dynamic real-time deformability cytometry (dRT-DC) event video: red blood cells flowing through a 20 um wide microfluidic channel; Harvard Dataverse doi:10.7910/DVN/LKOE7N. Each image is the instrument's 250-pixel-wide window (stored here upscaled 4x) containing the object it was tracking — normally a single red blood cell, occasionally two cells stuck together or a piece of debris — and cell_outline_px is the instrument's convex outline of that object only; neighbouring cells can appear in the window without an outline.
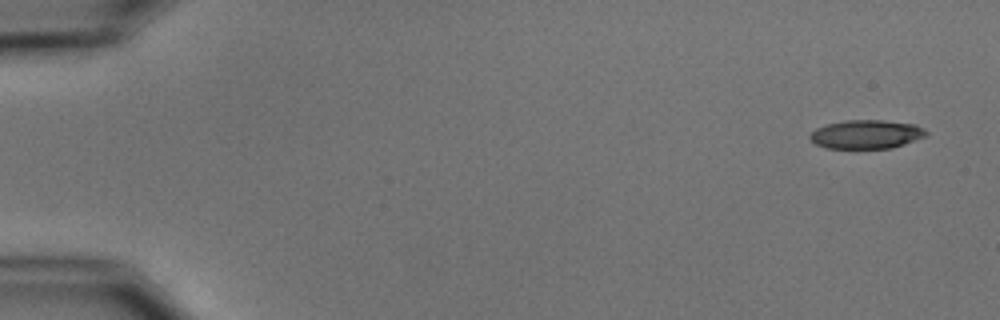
{"species": "common noctule bat (a hibernating species)", "species_latin": "Nyctalus noctula", "temperature_condition": "cold", "stored_images_in_passage": 6, "camera_frame_rate_fps": 3000, "um_per_image_px": 0.085, "animal": {"sex": "male", "body_mass_g": 15.6}, "frame": {"image": 1, "passage_image": 1, "time_ms": 0.0, "image_size_px": [1000, 320], "cell_outline_px": [[928, 136], [892, 148], [828, 148], [816, 144], [808, 136], [816, 128], [828, 124], [848, 120], [880, 120], [916, 124], [924, 128], [928, 132]], "centroid_in_image_um": [73.69, 11.41], "position_along_channel_um": 11.3, "area_um2": 19.42}}
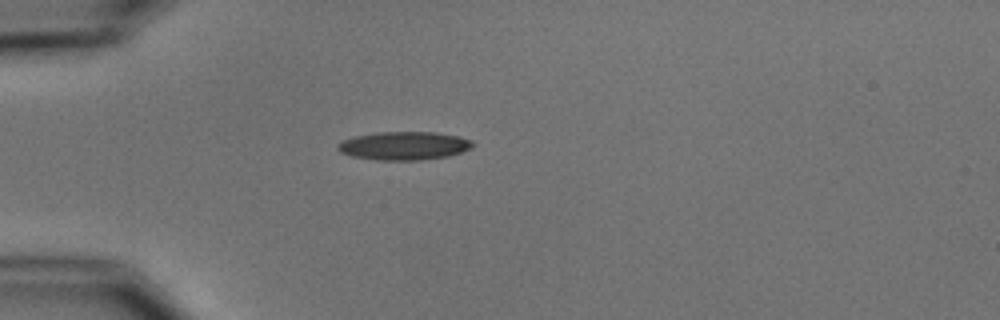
{"frame": {"image": 2, "passage_image": 4, "time_ms": 4.333, "image_size_px": [1000, 320], "cell_outline_px": [[476, 144], [472, 148], [448, 156], [420, 160], [376, 160], [352, 156], [340, 152], [336, 148], [336, 144], [340, 140], [356, 136], [376, 132], [436, 132], [460, 136], [472, 140]], "centroid_in_image_um": [34.34, 12.38], "position_along_channel_um": 50.7, "area_um2": 22.54}}